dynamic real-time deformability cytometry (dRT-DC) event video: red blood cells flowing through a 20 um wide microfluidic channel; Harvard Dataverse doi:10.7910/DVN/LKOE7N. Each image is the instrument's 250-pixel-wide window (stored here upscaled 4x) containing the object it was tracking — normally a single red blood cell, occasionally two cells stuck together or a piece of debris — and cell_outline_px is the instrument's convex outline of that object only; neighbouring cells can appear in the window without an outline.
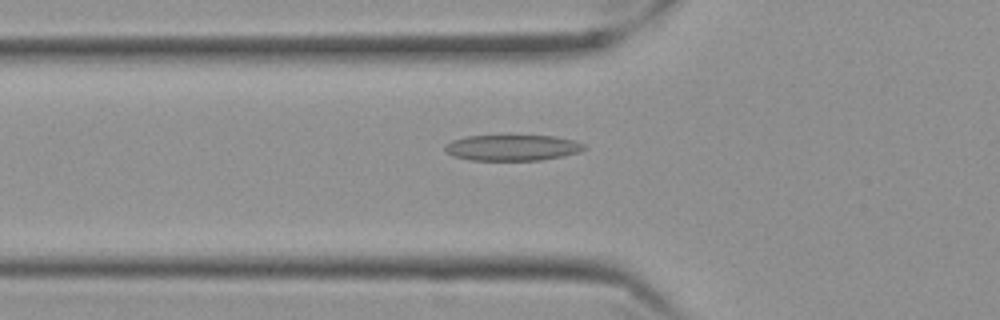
{"species": "Egyptian fruit bat (a non-hibernating species)", "species_latin": "Rousettus aegyptiacus", "temperature_condition": "cold", "stored_images_in_passage": 40, "camera_frame_rate_fps": 3000, "um_per_image_px": 0.085, "frame": {"image": 1, "passage_image": 3, "time_ms": 0.667, "image_size_px": [1000, 320], "cell_outline_px": [[588, 148], [580, 152], [564, 156], [540, 160], [472, 160], [452, 156], [444, 148], [444, 144], [452, 140], [468, 136], [556, 136], [576, 140], [584, 144]], "centroid_in_image_um": [43.6, 12.55], "position_along_channel_um": 82.2, "area_um2": 21.1}}
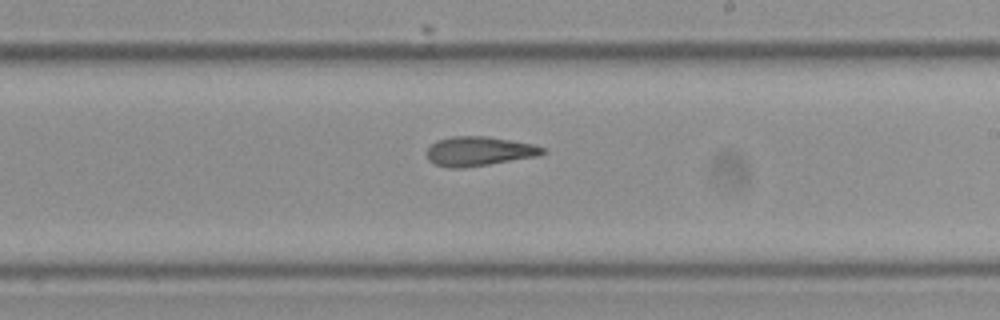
{"frame": {"image": 2, "passage_image": 17, "time_ms": 5.333, "image_size_px": [1000, 320], "cell_outline_px": [[548, 152], [536, 156], [464, 168], [448, 168], [436, 164], [428, 160], [428, 148], [436, 140], [452, 136], [488, 136], [532, 144], [544, 148]], "centroid_in_image_um": [40.7, 12.85], "position_along_channel_um": 248.3, "area_um2": 19.65}}
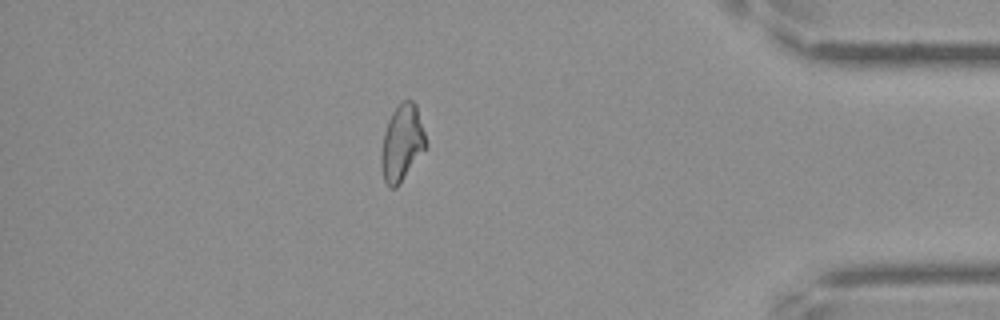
{"frame": {"image": 3, "passage_image": 33, "time_ms": 10.667, "image_size_px": [1000, 320], "cell_outline_px": [[428, 148], [400, 184], [396, 188], [388, 188], [384, 180], [380, 164], [380, 156], [384, 132], [388, 120], [392, 112], [404, 100], [412, 100], [416, 104], [428, 144]], "centroid_in_image_um": [34.18, 12.2], "position_along_channel_um": 401.0, "area_um2": 20.29}, "authors_computed_cell_mechanics": {"area_um2": 19.7965, "velocity_mm_per_s": 3.5374, "shape_relaxation_time_tau1_ms": 10.4132, "shape_relaxation_time_tau2_ms": 2.7553, "deformation_change_tau1": 0.2473, "deformation_change_tau2": 0.1188}}